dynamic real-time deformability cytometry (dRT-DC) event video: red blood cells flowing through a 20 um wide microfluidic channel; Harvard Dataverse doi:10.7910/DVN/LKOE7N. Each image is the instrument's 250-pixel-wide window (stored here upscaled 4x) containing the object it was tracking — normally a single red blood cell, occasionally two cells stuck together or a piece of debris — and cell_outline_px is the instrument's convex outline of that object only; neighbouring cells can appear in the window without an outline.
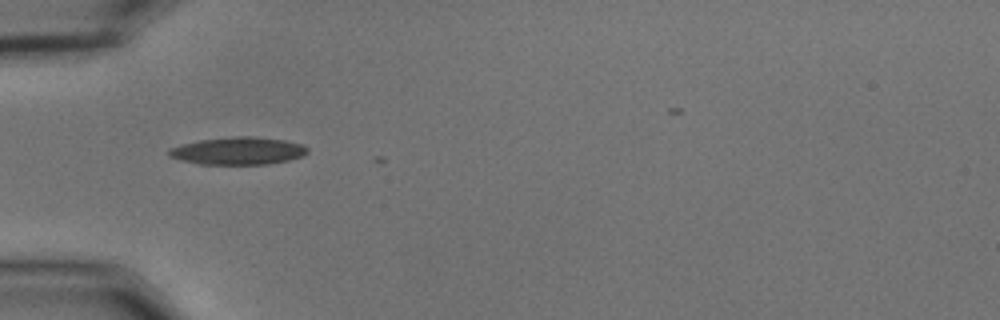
{"species": "common noctule bat (a hibernating species)", "species_latin": "Nyctalus noctula", "temperature_condition": "cold", "stored_images_in_passage": 5, "camera_frame_rate_fps": 3000, "um_per_image_px": 0.085, "animal": {"sex": "male", "body_mass_g": 15.6}, "frame": {"image": 1, "passage_image": 1, "time_ms": 0.0, "image_size_px": [1000, 320], "cell_outline_px": [[308, 152], [304, 156], [288, 160], [268, 164], [200, 164], [180, 160], [168, 156], [168, 148], [180, 144], [200, 140], [236, 136], [252, 136], [284, 140], [300, 144], [308, 148]], "centroid_in_image_um": [20.21, 12.82], "position_along_channel_um": 64.8, "area_um2": 22.25}}